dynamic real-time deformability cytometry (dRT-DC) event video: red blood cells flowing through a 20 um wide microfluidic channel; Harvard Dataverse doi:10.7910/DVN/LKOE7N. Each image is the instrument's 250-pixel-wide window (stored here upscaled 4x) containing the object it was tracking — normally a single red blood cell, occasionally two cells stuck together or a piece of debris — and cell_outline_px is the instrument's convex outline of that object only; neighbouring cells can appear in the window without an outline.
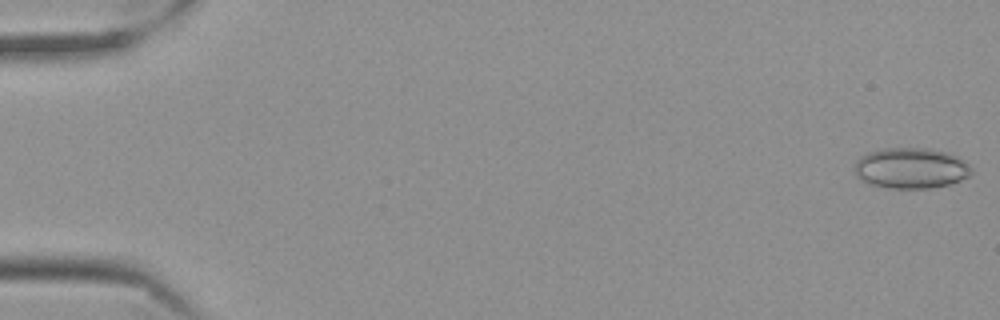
{"species": "Egyptian fruit bat (a non-hibernating species)", "species_latin": "Rousettus aegyptiacus", "temperature_condition": "cold", "stored_images_in_passage": 58, "camera_frame_rate_fps": 3000, "um_per_image_px": 0.085, "frame": {"image": 1, "passage_image": 1, "time_ms": 0.0, "image_size_px": [1000, 320], "cell_outline_px": [[972, 172], [968, 176], [960, 180], [948, 184], [928, 188], [892, 188], [872, 184], [856, 176], [856, 160], [860, 156], [868, 152], [884, 148], [928, 148], [948, 152], [960, 156], [968, 164]], "centroid_in_image_um": [77.45, 14.27], "position_along_channel_um": 7.5, "area_um2": 27.57}}
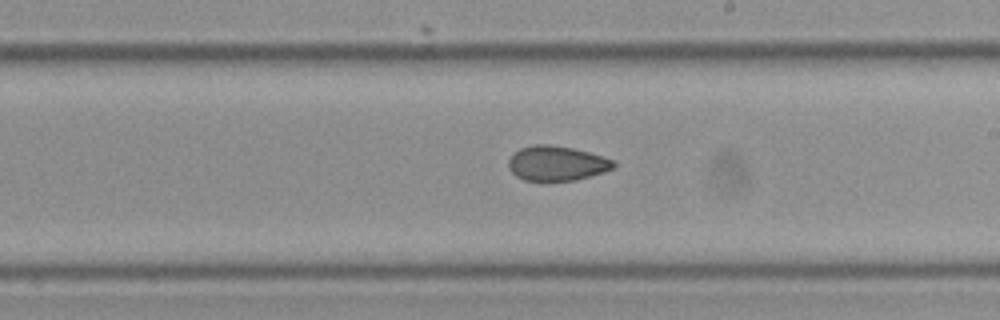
{"frame": {"image": 2, "passage_image": 34, "time_ms": 11.0, "image_size_px": [1000, 320], "cell_outline_px": [[616, 164], [612, 168], [604, 172], [576, 180], [524, 180], [516, 176], [508, 168], [508, 160], [520, 148], [532, 144], [548, 144], [572, 148], [588, 152], [612, 160]], "centroid_in_image_um": [47.29, 13.88], "position_along_channel_um": 241.7, "area_um2": 21.04}}
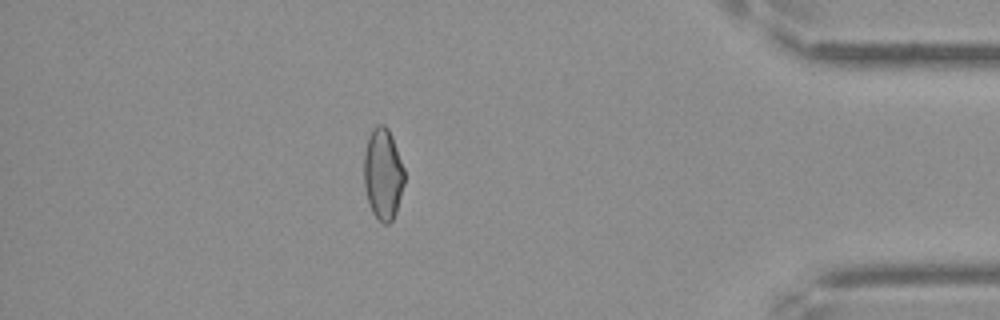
{"frame": {"image": 3, "passage_image": 51, "time_ms": 16.667, "image_size_px": [1000, 320], "cell_outline_px": [[404, 184], [396, 212], [392, 220], [388, 224], [384, 224], [372, 212], [368, 200], [364, 184], [364, 152], [368, 136], [372, 128], [376, 124], [384, 124], [388, 128], [392, 136], [404, 168]], "centroid_in_image_um": [32.55, 14.75], "position_along_channel_um": 402.7, "area_um2": 21.56}, "authors_computed_cell_mechanics": {"area_um2": 22.5131, "velocity_mm_per_s": 3.5195, "shape_relaxation_time_tau1_ms": null, "shape_relaxation_time_tau2_ms": 5.5559, "deformation_change_tau1": null, "deformation_change_tau2": 0.0886}}